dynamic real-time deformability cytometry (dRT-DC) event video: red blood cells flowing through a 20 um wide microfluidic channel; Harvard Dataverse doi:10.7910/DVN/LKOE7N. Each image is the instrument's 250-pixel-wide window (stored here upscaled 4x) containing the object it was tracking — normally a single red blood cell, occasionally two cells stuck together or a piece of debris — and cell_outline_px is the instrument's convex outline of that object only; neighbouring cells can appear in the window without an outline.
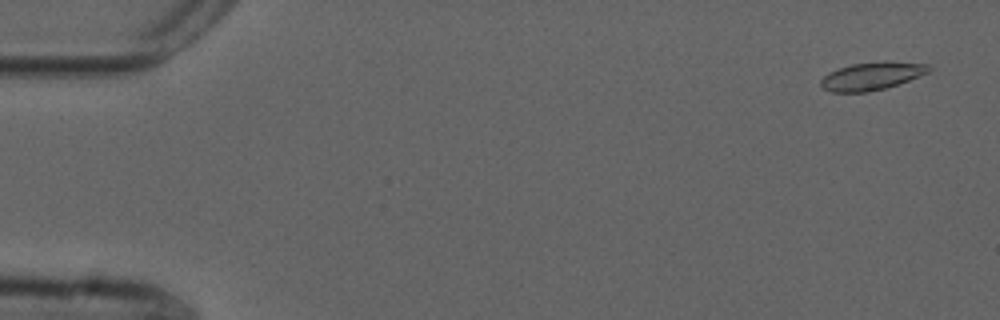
{"species": "common noctule bat (a hibernating species)", "species_latin": "Nyctalus noctula", "temperature_condition": "cold", "stored_images_in_passage": 15, "camera_frame_rate_fps": 3000, "um_per_image_px": 0.085, "animal": {"sex": "male", "forearm_length_mm": 52.5}, "frame": {"image": 1, "passage_image": 3, "time_ms": 0.667, "image_size_px": [1000, 320], "cell_outline_px": [[932, 68], [928, 72], [908, 80], [884, 88], [864, 92], [832, 92], [824, 88], [820, 84], [820, 80], [828, 72], [852, 64], [884, 60], [928, 64]], "centroid_in_image_um": [74.09, 6.44], "position_along_channel_um": 10.9, "area_um2": 17.4}}